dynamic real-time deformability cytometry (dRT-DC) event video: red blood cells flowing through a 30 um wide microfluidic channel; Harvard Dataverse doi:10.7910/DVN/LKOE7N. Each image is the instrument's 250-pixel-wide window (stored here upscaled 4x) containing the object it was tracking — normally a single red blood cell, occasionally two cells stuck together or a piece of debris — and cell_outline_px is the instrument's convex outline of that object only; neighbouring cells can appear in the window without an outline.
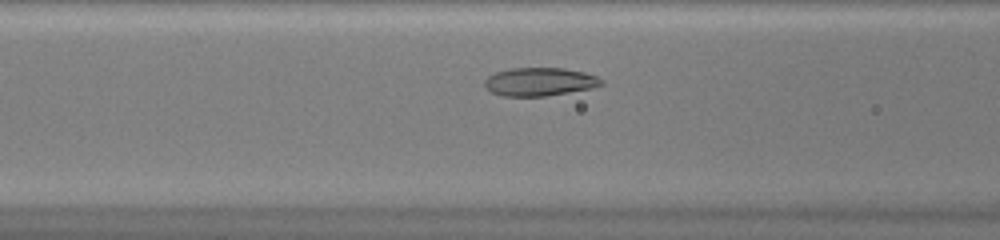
{"species": "common noctule bat (a hibernating species)", "species_latin": "Nyctalus noctula", "temperature_condition": "warm", "stored_images_in_passage": 24, "camera_frame_rate_fps": 3000, "um_per_image_px": 0.085, "animal": {"sex": "female", "body_mass_g": 20.0, "forearm_length_mm": 54.0}, "frame": {"image": 1, "passage_image": 9, "time_ms": 2.667, "image_size_px": [1000, 240], "cell_outline_px": [[604, 84], [592, 88], [544, 96], [504, 96], [492, 92], [484, 88], [484, 80], [488, 76], [496, 72], [512, 68], [564, 68], [584, 72], [596, 76], [604, 80]], "centroid_in_image_um": [45.86, 6.94], "position_along_channel_um": 120.7, "area_um2": 19.25}}
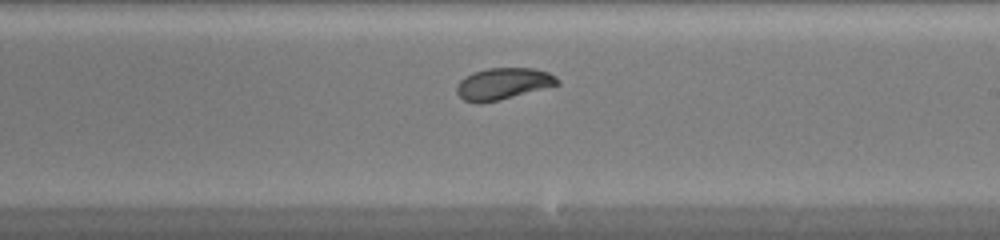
{"frame": {"image": 2, "passage_image": 18, "time_ms": 5.667, "image_size_px": [1000, 240], "cell_outline_px": [[560, 84], [500, 100], [480, 104], [476, 104], [464, 100], [456, 92], [456, 84], [464, 76], [472, 72], [488, 68], [532, 68], [548, 72], [556, 76], [560, 80]], "centroid_in_image_um": [42.73, 7.12], "position_along_channel_um": 246.3, "area_um2": 18.79}}
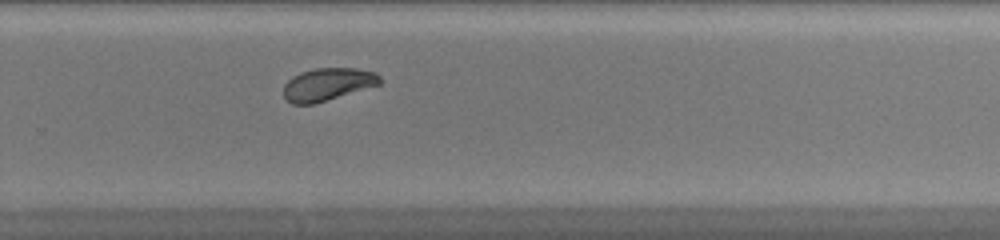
{"frame": {"image": 3, "passage_image": 22, "time_ms": 7.0, "image_size_px": [1000, 240], "cell_outline_px": [[380, 84], [312, 104], [292, 104], [284, 96], [284, 84], [292, 76], [300, 72], [316, 68], [356, 68], [376, 72], [380, 76]], "centroid_in_image_um": [27.83, 7.15], "position_along_channel_um": 302.0, "area_um2": 18.09}}